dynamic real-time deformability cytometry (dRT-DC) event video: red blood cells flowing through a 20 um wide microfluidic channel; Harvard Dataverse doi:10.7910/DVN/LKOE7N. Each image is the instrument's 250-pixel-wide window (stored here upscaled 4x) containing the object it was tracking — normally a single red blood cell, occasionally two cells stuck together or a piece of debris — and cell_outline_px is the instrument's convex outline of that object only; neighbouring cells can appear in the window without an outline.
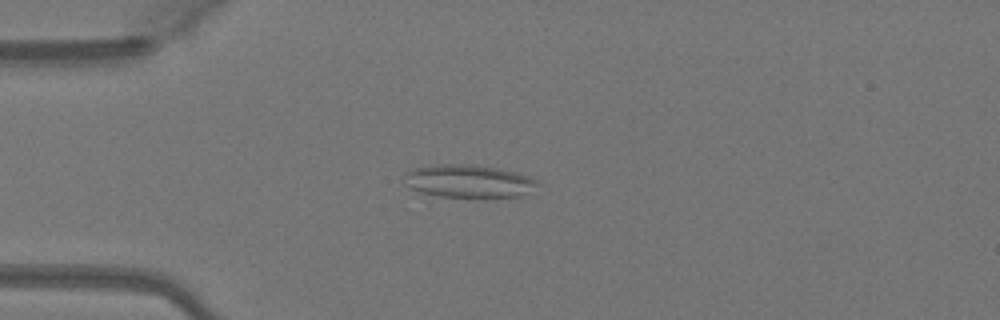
{"species": "Egyptian fruit bat (a non-hibernating species)", "species_latin": "Rousettus aegyptiacus", "temperature_condition": "warm", "stored_images_in_passage": 50, "camera_frame_rate_fps": 3000, "um_per_image_px": 0.085, "animal": {"sex": "female"}, "frame": {"image": 1, "passage_image": 13, "time_ms": 4.0, "image_size_px": [1000, 320], "cell_outline_px": [[540, 184], [528, 192], [520, 196], [476, 200], [440, 196], [420, 192], [412, 188], [408, 184], [404, 176], [404, 172], [412, 168], [440, 164], [472, 164], [500, 168], [532, 176]], "centroid_in_image_um": [39.89, 15.43], "position_along_channel_um": 45.1, "area_um2": 26.47}}
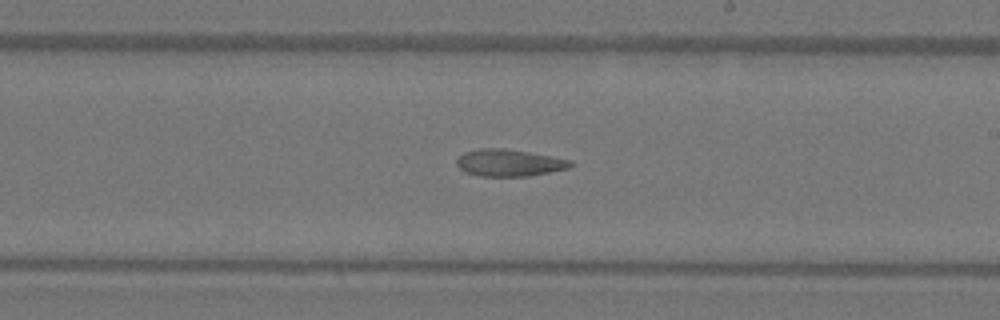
{"frame": {"image": 2, "passage_image": 29, "time_ms": 9.333, "image_size_px": [1000, 320], "cell_outline_px": [[572, 164], [568, 168], [528, 176], [480, 176], [464, 172], [456, 164], [456, 160], [464, 152], [480, 148], [504, 148], [552, 156], [572, 160]], "centroid_in_image_um": [43.25, 13.83], "position_along_channel_um": 245.8, "area_um2": 17.8}}
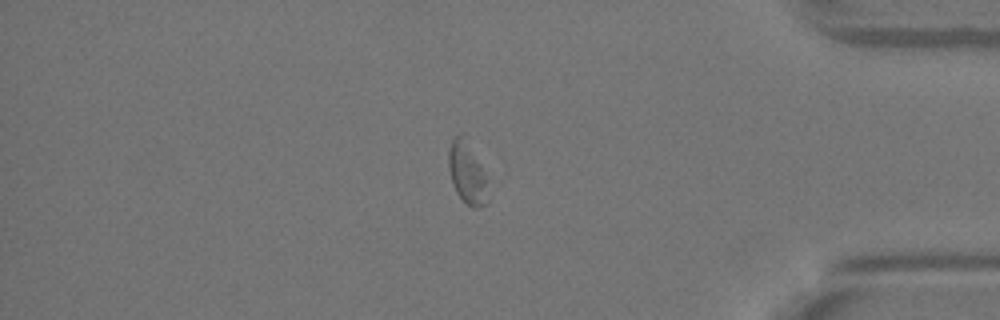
{"frame": {"image": 3, "passage_image": 42, "time_ms": 13.667, "image_size_px": [1000, 320], "cell_outline_px": [[488, 200], [480, 208], [472, 208], [456, 192], [448, 168], [448, 148], [452, 140], [460, 132], [480, 164], [484, 176]], "centroid_in_image_um": [39.66, 14.72], "position_along_channel_um": 395.5, "area_um2": 13.58}, "authors_computed_cell_mechanics": {"area_um2": 18.207, "velocity_mm_per_s": 4.1005, "shape_relaxation_time_tau1_ms": null, "shape_relaxation_time_tau2_ms": 6.4047, "deformation_change_tau1": null, "deformation_change_tau2": 0.1376}}